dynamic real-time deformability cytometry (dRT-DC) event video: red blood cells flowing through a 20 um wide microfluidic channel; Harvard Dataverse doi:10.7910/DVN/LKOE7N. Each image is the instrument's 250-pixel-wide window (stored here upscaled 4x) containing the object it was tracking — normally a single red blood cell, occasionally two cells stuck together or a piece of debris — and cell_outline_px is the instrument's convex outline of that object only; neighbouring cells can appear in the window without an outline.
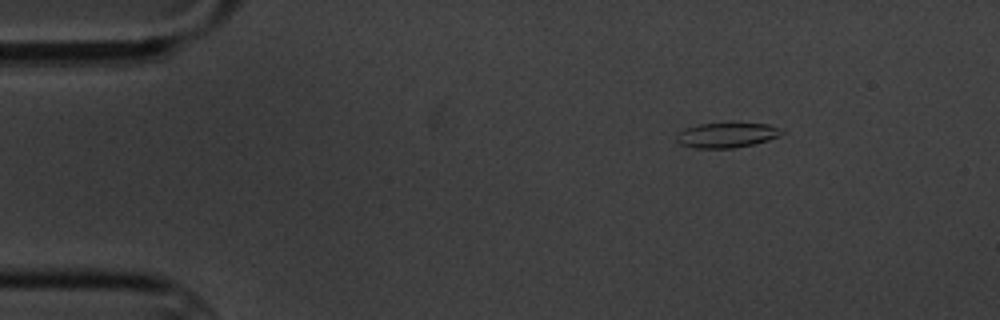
{"species": "common noctule bat (a hibernating species)", "species_latin": "Nyctalus noctula", "temperature_condition": "cold", "stored_images_in_passage": 5, "camera_frame_rate_fps": 3000, "um_per_image_px": 0.085, "animal": {"sex": "male", "body_mass_g": 20.1, "forearm_length_mm": 53.5}, "frame": {"image": 1, "passage_image": 3, "time_ms": 2.333, "image_size_px": [1000, 320], "cell_outline_px": [[784, 132], [768, 140], [752, 144], [732, 148], [696, 148], [680, 144], [676, 140], [676, 136], [680, 132], [688, 128], [700, 124], [732, 120], [768, 124], [784, 128]], "centroid_in_image_um": [61.83, 11.43], "position_along_channel_um": 23.2, "area_um2": 15.9}}